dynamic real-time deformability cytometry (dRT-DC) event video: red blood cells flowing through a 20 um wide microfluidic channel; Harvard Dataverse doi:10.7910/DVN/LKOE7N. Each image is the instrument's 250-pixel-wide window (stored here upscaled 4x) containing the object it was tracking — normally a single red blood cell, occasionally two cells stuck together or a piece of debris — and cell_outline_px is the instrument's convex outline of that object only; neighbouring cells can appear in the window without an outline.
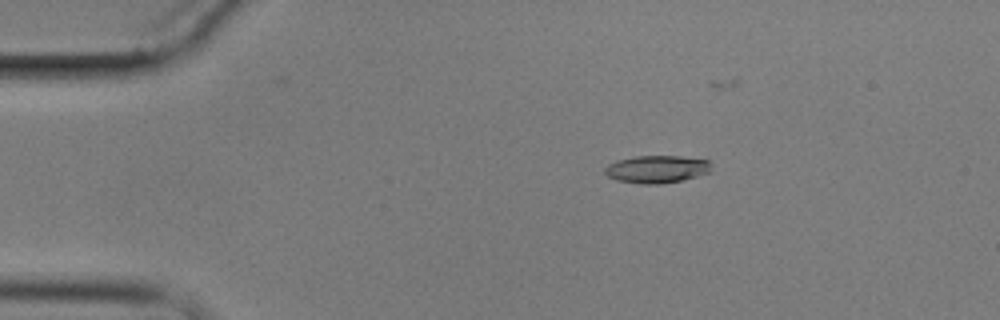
{"species": "common noctule bat (a hibernating species)", "species_latin": "Nyctalus noctula", "temperature_condition": "cold", "stored_images_in_passage": 6, "camera_frame_rate_fps": 3000, "um_per_image_px": 0.085, "animal": {"sex": "male", "body_mass_g": 17.9}, "frame": {"image": 1, "passage_image": 4, "time_ms": 3.667, "image_size_px": [1000, 320], "cell_outline_px": [[712, 172], [680, 180], [660, 184], [640, 184], [616, 180], [608, 176], [604, 172], [604, 168], [608, 164], [620, 160], [636, 156], [680, 156], [708, 160]], "centroid_in_image_um": [55.82, 14.38], "position_along_channel_um": 29.2, "area_um2": 16.99}}
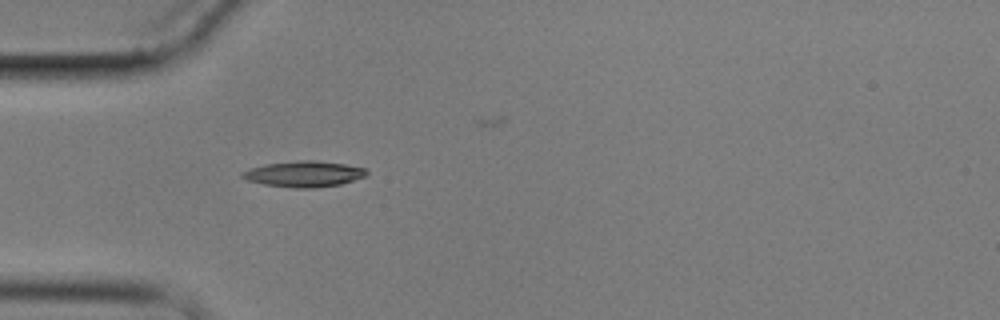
{"frame": {"image": 2, "passage_image": 6, "time_ms": 6.0, "image_size_px": [1000, 320], "cell_outline_px": [[368, 176], [340, 184], [316, 188], [296, 188], [264, 184], [248, 180], [240, 176], [240, 172], [248, 168], [264, 164], [300, 160], [316, 160], [344, 164], [364, 168], [368, 172]], "centroid_in_image_um": [25.82, 14.78], "position_along_channel_um": 59.2, "area_um2": 18.84}}